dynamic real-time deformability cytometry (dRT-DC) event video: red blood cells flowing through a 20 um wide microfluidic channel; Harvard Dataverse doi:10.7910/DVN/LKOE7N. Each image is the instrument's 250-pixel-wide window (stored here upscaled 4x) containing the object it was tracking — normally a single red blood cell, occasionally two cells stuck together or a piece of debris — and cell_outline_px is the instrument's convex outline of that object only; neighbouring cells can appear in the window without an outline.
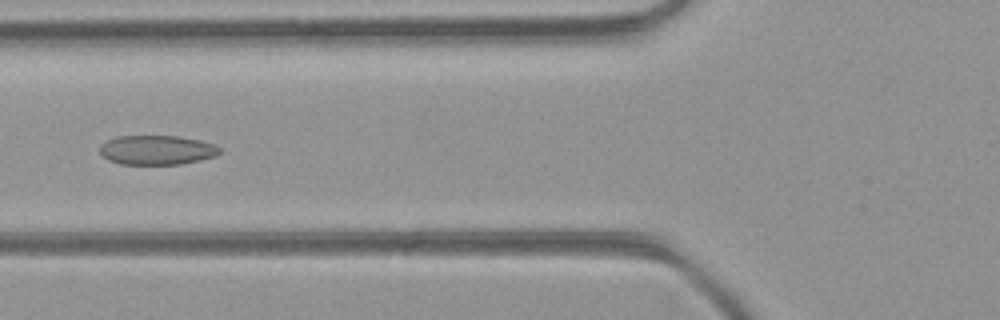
{"species": "common noctule bat (a hibernating species)", "species_latin": "Nyctalus noctula", "temperature_condition": "room temperature", "stored_images_in_passage": 2, "camera_frame_rate_fps": 3000, "um_per_image_px": 0.085, "animal": {"sex": "female", "body_mass_g": 21.9}, "frame": {"image": 1, "passage_image": 2, "time_ms": 0.333, "image_size_px": [1000, 320], "cell_outline_px": [[220, 152], [216, 156], [200, 160], [180, 164], [120, 164], [108, 160], [100, 152], [100, 144], [116, 136], [176, 136], [200, 140], [216, 144], [220, 148]], "centroid_in_image_um": [13.34, 12.75], "position_along_channel_um": 112.5, "area_um2": 20.58}}